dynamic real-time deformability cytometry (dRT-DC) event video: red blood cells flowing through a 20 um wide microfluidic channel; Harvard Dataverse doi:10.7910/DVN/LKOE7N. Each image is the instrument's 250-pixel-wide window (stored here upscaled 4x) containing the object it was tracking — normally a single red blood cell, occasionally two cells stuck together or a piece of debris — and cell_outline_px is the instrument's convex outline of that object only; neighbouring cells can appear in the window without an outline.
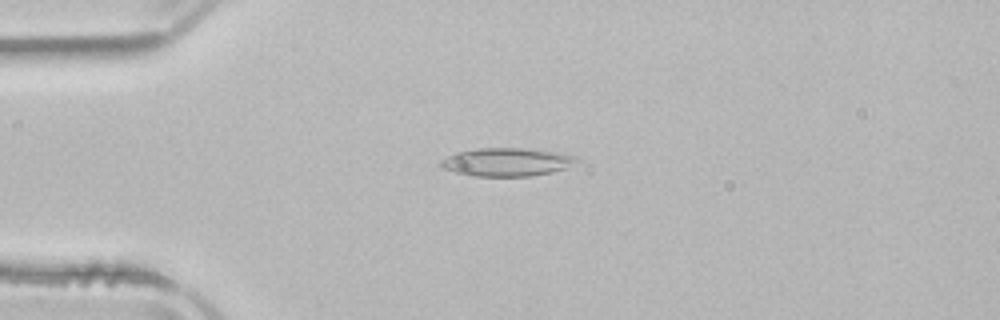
{"species": "common noctule bat (a hibernating species)", "species_latin": "Nyctalus noctula", "temperature_condition": "room temperature", "stored_images_in_passage": 51, "camera_frame_rate_fps": 3000, "um_per_image_px": 0.085, "animal": {"sex": "male", "body_mass_g": 21.5, "forearm_length_mm": 52.0}, "frame": {"image": 1, "passage_image": 12, "time_ms": 3.667, "image_size_px": [1000, 320], "cell_outline_px": [[580, 160], [568, 168], [552, 172], [532, 176], [472, 176], [456, 172], [444, 168], [440, 164], [440, 160], [456, 152], [476, 148], [524, 148], [552, 152], [576, 156]], "centroid_in_image_um": [43.09, 13.77], "position_along_channel_um": 41.9, "area_um2": 22.31}}
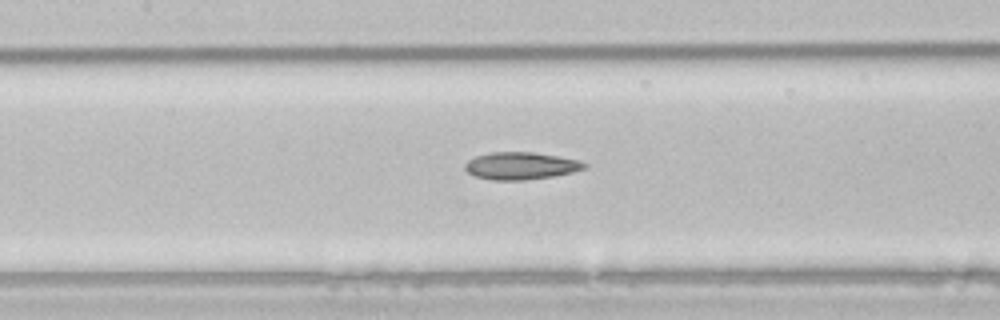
{"frame": {"image": 2, "passage_image": 23, "time_ms": 7.333, "image_size_px": [1000, 320], "cell_outline_px": [[588, 168], [572, 172], [552, 176], [524, 180], [492, 180], [476, 176], [468, 172], [464, 168], [464, 164], [468, 160], [476, 156], [492, 152], [532, 152], [580, 160], [588, 164]], "centroid_in_image_um": [44.28, 14.09], "position_along_channel_um": 163.1, "area_um2": 18.96}}
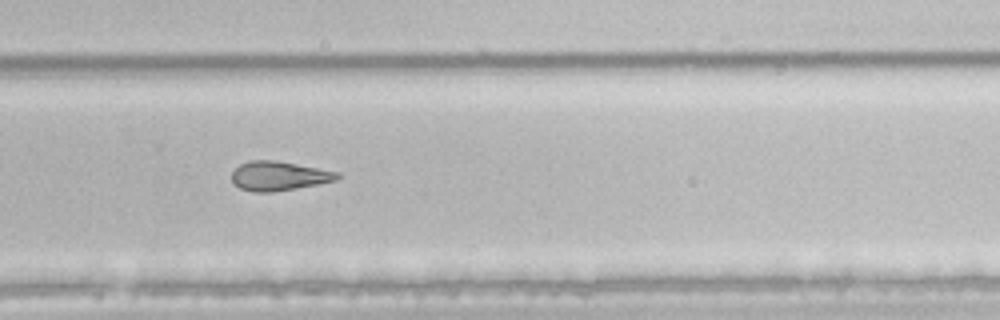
{"frame": {"image": 3, "passage_image": 34, "time_ms": 11.0, "image_size_px": [1000, 320], "cell_outline_px": [[340, 176], [336, 180], [320, 184], [272, 192], [252, 192], [240, 188], [232, 184], [232, 172], [240, 164], [252, 160], [276, 160], [340, 172]], "centroid_in_image_um": [23.7, 14.96], "position_along_channel_um": 306.1, "area_um2": 18.09}, "authors_computed_cell_mechanics": {"area_um2": 21.2126, "velocity_mm_per_s": 3.9143, "shape_relaxation_time_tau1_ms": null, "shape_relaxation_time_tau2_ms": 9.2279, "deformation_change_tau1": null, "deformation_change_tau2": 0.2193}}